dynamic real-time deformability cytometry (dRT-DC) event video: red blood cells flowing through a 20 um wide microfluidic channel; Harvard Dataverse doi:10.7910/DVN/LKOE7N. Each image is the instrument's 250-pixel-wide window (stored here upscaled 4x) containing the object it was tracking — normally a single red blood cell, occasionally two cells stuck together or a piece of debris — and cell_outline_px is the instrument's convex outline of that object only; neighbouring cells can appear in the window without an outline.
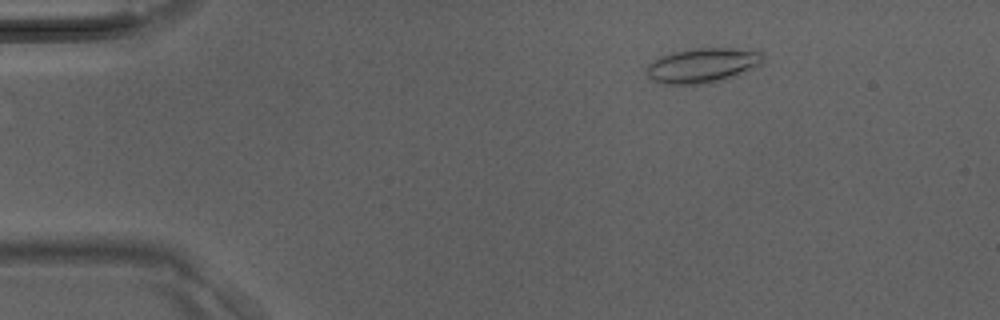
{"species": "Egyptian fruit bat (a non-hibernating species)", "species_latin": "Rousettus aegyptiacus", "temperature_condition": "room temperature", "stored_images_in_passage": 36, "camera_frame_rate_fps": 3000, "um_per_image_px": 0.085, "animal": {"sex": "male"}, "frame": {"image": 1, "passage_image": 2, "time_ms": 0.333, "image_size_px": [1000, 320], "cell_outline_px": [[764, 64], [736, 76], [708, 84], [660, 84], [652, 80], [648, 76], [644, 68], [652, 60], [660, 56], [672, 52], [692, 48], [756, 48], [764, 52]], "centroid_in_image_um": [59.78, 5.54], "position_along_channel_um": 25.2, "area_um2": 24.51}}
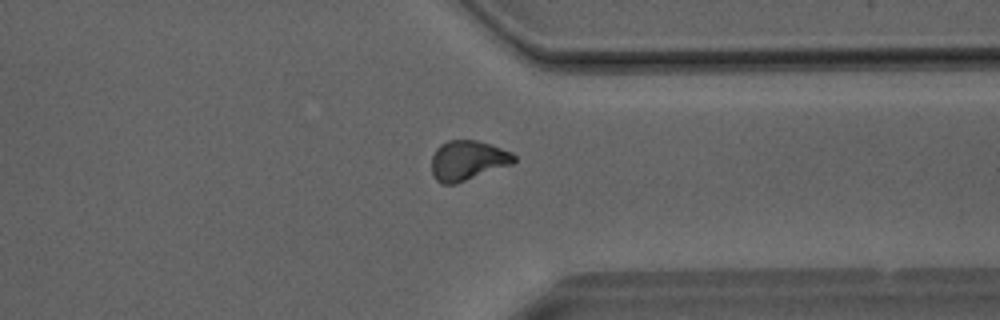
{"frame": {"image": 2, "passage_image": 27, "time_ms": 8.667, "image_size_px": [1000, 320], "cell_outline_px": [[516, 160], [512, 164], [456, 184], [440, 184], [436, 180], [432, 172], [432, 156], [436, 148], [440, 144], [448, 140], [476, 140], [492, 144], [512, 152], [516, 156]], "centroid_in_image_um": [39.75, 13.63], "position_along_channel_um": 371.6, "area_um2": 19.31}}
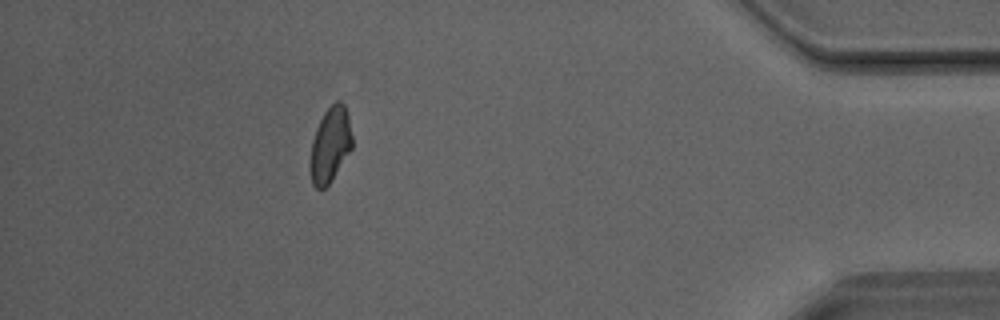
{"frame": {"image": 3, "passage_image": 32, "time_ms": 10.333, "image_size_px": [1000, 320], "cell_outline_px": [[352, 148], [332, 180], [324, 188], [316, 188], [312, 184], [308, 168], [308, 164], [312, 140], [316, 128], [324, 112], [336, 100], [340, 100], [344, 104], [348, 116], [352, 136]], "centroid_in_image_um": [28.04, 12.33], "position_along_channel_um": 407.2, "area_um2": 18.61}}